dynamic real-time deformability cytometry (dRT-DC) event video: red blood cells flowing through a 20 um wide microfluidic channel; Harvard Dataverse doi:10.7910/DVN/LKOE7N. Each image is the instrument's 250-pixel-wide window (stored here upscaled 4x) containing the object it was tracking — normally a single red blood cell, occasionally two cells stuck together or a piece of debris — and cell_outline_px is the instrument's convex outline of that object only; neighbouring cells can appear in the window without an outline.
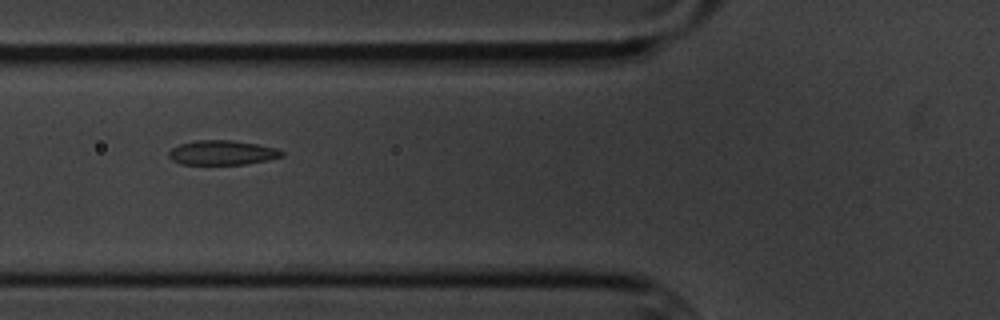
{"species": "common noctule bat (a hibernating species)", "species_latin": "Nyctalus noctula", "temperature_condition": "cold", "stored_images_in_passage": 8, "camera_frame_rate_fps": 3000, "um_per_image_px": 0.085, "animal": {"sex": "male", "body_mass_g": 20.1, "forearm_length_mm": 53.5}, "frame": {"image": 1, "passage_image": 7, "time_ms": 7.0, "image_size_px": [1000, 320], "cell_outline_px": [[284, 156], [268, 160], [244, 164], [180, 164], [172, 160], [168, 156], [168, 152], [172, 148], [180, 144], [196, 140], [232, 140], [256, 144], [276, 148], [284, 152]], "centroid_in_image_um": [18.88, 12.97], "position_along_channel_um": 106.9, "area_um2": 16.13}}
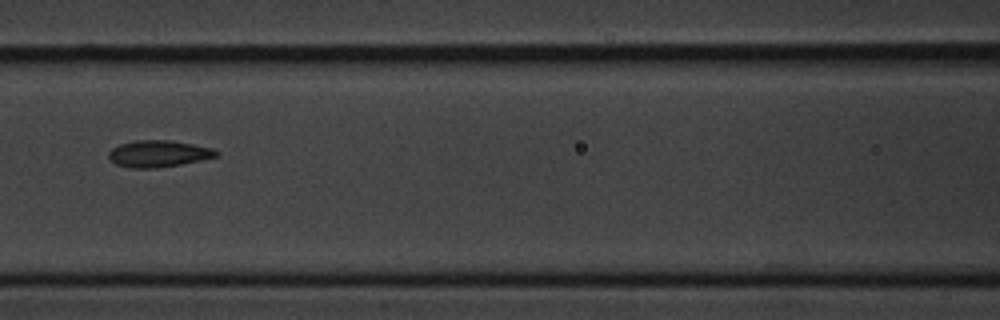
{"frame": {"image": 2, "passage_image": 8, "time_ms": 8.333, "image_size_px": [1000, 320], "cell_outline_px": [[220, 156], [180, 164], [156, 168], [132, 168], [116, 164], [108, 156], [108, 152], [112, 148], [120, 144], [136, 140], [168, 140], [192, 144], [212, 148], [220, 152]], "centroid_in_image_um": [13.48, 13.06], "position_along_channel_um": 153.1, "area_um2": 16.65}}